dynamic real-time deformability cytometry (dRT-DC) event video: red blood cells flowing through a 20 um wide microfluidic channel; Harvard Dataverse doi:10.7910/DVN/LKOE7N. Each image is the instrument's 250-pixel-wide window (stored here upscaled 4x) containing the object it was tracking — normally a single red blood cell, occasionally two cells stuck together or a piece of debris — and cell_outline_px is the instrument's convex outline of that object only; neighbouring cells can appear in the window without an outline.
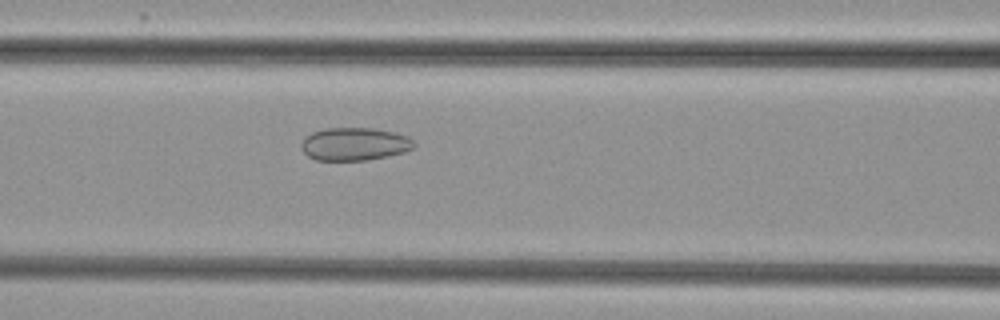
{"species": "common noctule bat (a hibernating species)", "species_latin": "Nyctalus noctula", "temperature_condition": "cold", "stored_images_in_passage": 53, "camera_frame_rate_fps": 3000, "um_per_image_px": 0.085, "animal": {"sex": "female", "body_mass_g": 29.2, "forearm_length_mm": 56.3}, "frame": {"image": 1, "passage_image": 22, "time_ms": 7.0, "image_size_px": [1000, 320], "cell_outline_px": [[416, 144], [412, 148], [404, 152], [368, 160], [316, 160], [308, 156], [300, 148], [300, 144], [304, 136], [312, 132], [324, 128], [372, 128], [392, 132], [408, 136]], "centroid_in_image_um": [30.09, 12.24], "position_along_channel_um": 136.5, "area_um2": 21.68}}
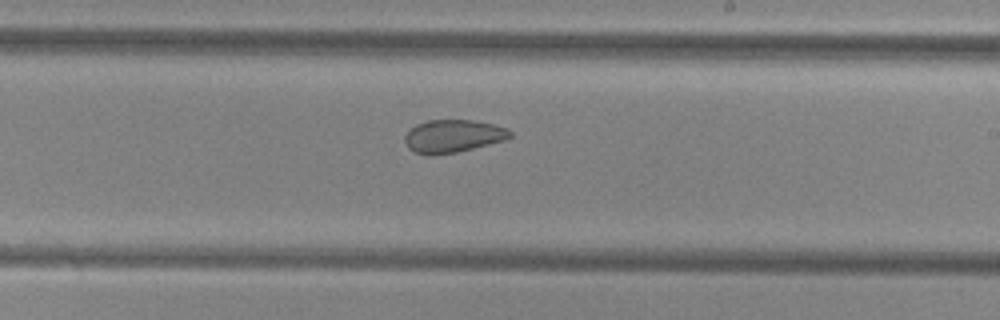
{"frame": {"image": 2, "passage_image": 31, "time_ms": 10.0, "image_size_px": [1000, 320], "cell_outline_px": [[512, 136], [504, 140], [456, 152], [436, 156], [416, 152], [408, 148], [404, 140], [404, 136], [416, 124], [428, 120], [472, 120], [492, 124], [508, 128], [512, 132]], "centroid_in_image_um": [38.5, 11.57], "position_along_channel_um": 250.5, "area_um2": 20.0}}
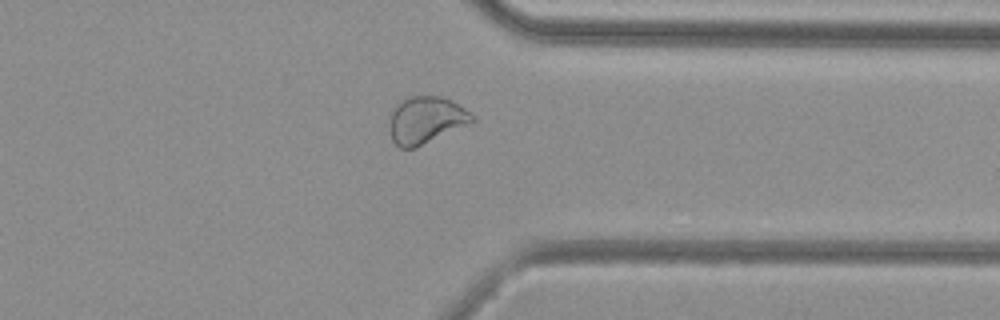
{"frame": {"image": 3, "passage_image": 41, "time_ms": 13.333, "image_size_px": [1000, 320], "cell_outline_px": [[476, 120], [416, 148], [400, 148], [392, 140], [392, 112], [400, 100], [412, 96], [440, 96], [452, 100], [472, 112], [476, 116]], "centroid_in_image_um": [36.27, 10.19], "position_along_channel_um": 375.1, "area_um2": 22.37}, "authors_computed_cell_mechanics": {"area_um2": 25.143, "velocity_mm_per_s": 3.8076, "shape_relaxation_time_tau1_ms": null, "shape_relaxation_time_tau2_ms": 1.5785, "deformation_change_tau1": null, "deformation_change_tau2": 0.0663}}